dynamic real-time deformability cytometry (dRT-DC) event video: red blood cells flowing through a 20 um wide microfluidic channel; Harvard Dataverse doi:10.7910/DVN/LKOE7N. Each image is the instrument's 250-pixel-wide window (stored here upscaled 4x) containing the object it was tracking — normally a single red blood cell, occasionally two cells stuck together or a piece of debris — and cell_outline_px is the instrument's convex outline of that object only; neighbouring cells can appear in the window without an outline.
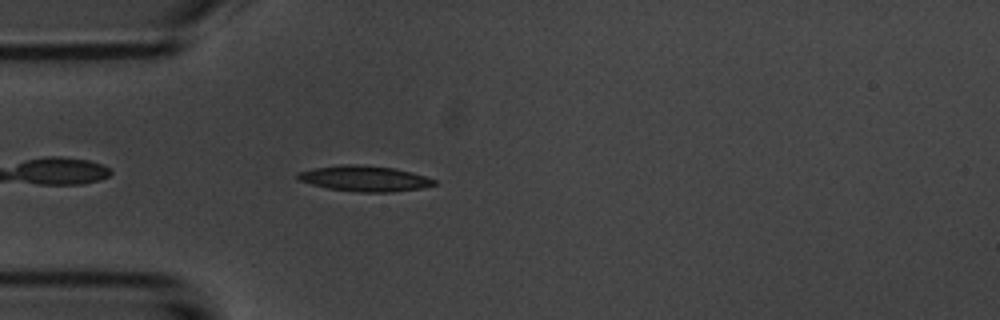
{"species": "common noctule bat (a hibernating species)", "species_latin": "Nyctalus noctula", "temperature_condition": "room temperature", "stored_images_in_passage": 40, "camera_frame_rate_fps": 3000, "um_per_image_px": 0.085, "animal": {"sex": "male", "body_mass_g": 20.1, "forearm_length_mm": 53.5}, "frame": {"image": 1, "passage_image": 4, "time_ms": 1.0, "image_size_px": [1000, 320], "cell_outline_px": [[436, 184], [420, 188], [392, 192], [356, 192], [328, 188], [296, 180], [296, 176], [300, 172], [316, 168], [344, 164], [352, 164], [396, 168], [412, 172], [436, 180]], "centroid_in_image_um": [30.99, 15.18], "position_along_channel_um": 54.0, "area_um2": 20.17}}
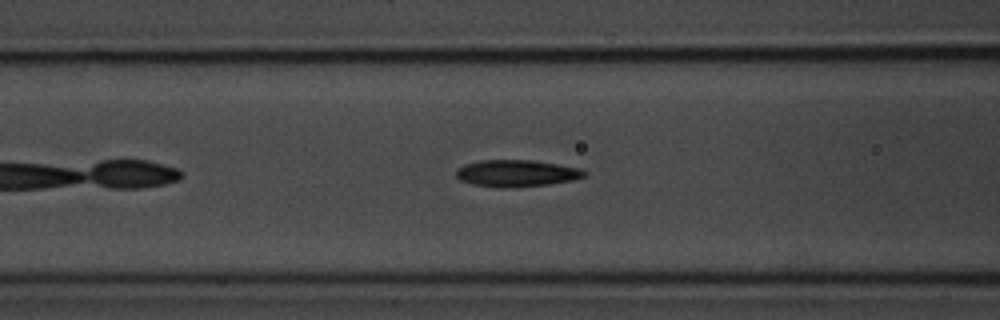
{"frame": {"image": 2, "passage_image": 10, "time_ms": 3.0, "image_size_px": [1000, 320], "cell_outline_px": [[588, 172], [584, 176], [572, 180], [548, 184], [500, 188], [472, 184], [460, 180], [456, 176], [456, 168], [464, 164], [480, 160], [532, 160], [580, 168]], "centroid_in_image_um": [43.86, 14.72], "position_along_channel_um": 122.7, "area_um2": 19.94}}
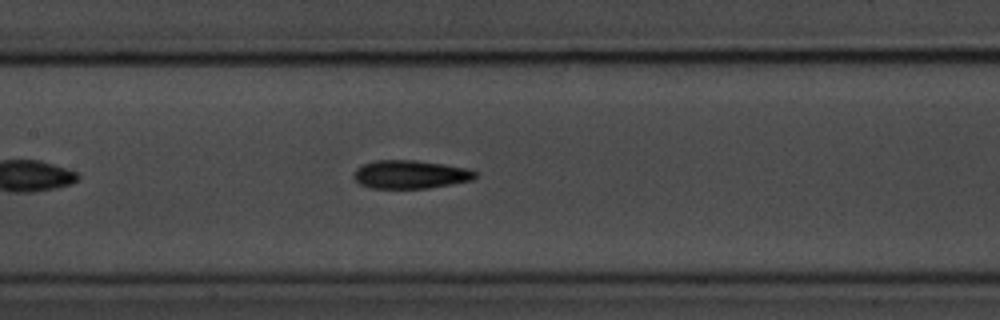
{"frame": {"image": 3, "passage_image": 14, "time_ms": 4.333, "image_size_px": [1000, 320], "cell_outline_px": [[476, 176], [472, 180], [452, 184], [428, 188], [368, 188], [360, 184], [352, 176], [356, 168], [364, 164], [376, 160], [416, 160], [444, 164], [468, 168], [476, 172]], "centroid_in_image_um": [34.87, 14.82], "position_along_channel_um": 172.5, "area_um2": 20.11}, "authors_computed_cell_mechanics": {"area_um2": 20.0277, "velocity_mm_per_s": 3.7261, "shape_relaxation_time_tau1_ms": 3.2775, "shape_relaxation_time_tau2_ms": 3.1943, "deformation_change_tau1": 0.1385, "deformation_change_tau2": 0.1172}}